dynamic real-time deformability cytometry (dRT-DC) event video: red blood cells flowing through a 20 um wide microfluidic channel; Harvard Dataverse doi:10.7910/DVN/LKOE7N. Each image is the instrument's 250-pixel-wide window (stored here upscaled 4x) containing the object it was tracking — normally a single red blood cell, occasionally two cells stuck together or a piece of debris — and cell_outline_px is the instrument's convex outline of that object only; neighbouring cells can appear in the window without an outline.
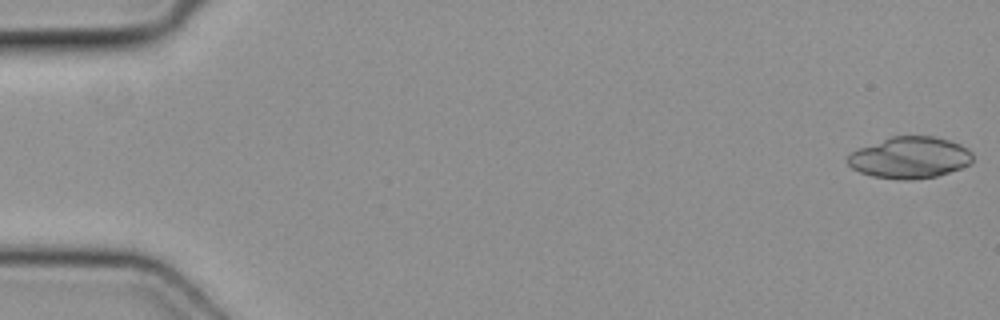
{"species": "common noctule bat (a hibernating species)", "species_latin": "Nyctalus noctula", "temperature_condition": "cold", "stored_images_in_passage": 48, "camera_frame_rate_fps": 3000, "um_per_image_px": 0.085, "animal": {"sex": "female", "body_mass_g": 19.3, "forearm_length_mm": 54.1}, "frame": {"image": 1, "passage_image": 1, "time_ms": 0.0, "image_size_px": [1000, 320], "cell_outline_px": [[972, 164], [936, 176], [912, 180], [900, 180], [872, 176], [860, 172], [852, 168], [844, 160], [852, 152], [860, 148], [892, 136], [932, 136], [948, 140], [960, 144], [968, 148], [972, 152]], "centroid_in_image_um": [77.34, 13.4], "position_along_channel_um": 7.7, "area_um2": 30.23}}